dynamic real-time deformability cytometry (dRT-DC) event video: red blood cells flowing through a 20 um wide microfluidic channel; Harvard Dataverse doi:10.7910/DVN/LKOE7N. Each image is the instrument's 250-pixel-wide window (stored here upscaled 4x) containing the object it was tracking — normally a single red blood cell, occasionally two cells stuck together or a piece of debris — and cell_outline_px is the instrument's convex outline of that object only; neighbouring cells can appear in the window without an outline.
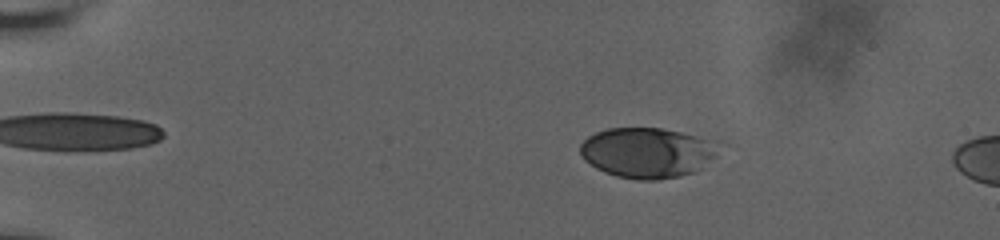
{"species": "human", "species_latin": "Homo sapiens", "temperature_condition": "room temperature", "stored_images_in_passage": 39, "camera_frame_rate_fps": 3000, "um_per_image_px": 0.085, "donor": {"sex": "male"}, "frame": {"image": 1, "passage_image": 11, "time_ms": 3.667, "image_size_px": [1000, 240], "cell_outline_px": [[720, 140], [716, 156], [696, 172], [680, 176], [656, 180], [640, 180], [616, 176], [604, 172], [596, 168], [584, 160], [580, 152], [580, 144], [588, 136], [596, 132], [608, 128], [660, 128]], "centroid_in_image_um": [55.05, 12.97], "position_along_channel_um": 29.9, "area_um2": 40.98}}
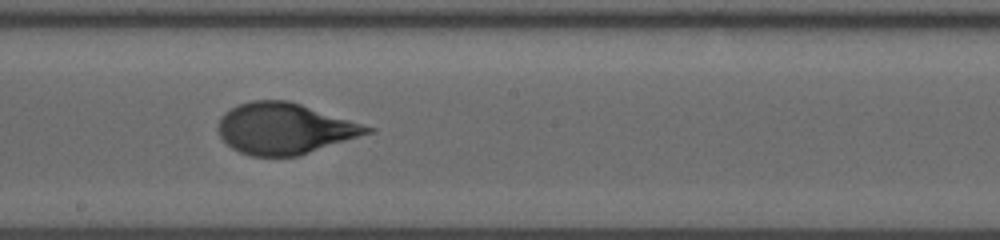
{"frame": {"image": 2, "passage_image": 25, "time_ms": 11.667, "image_size_px": [1000, 240], "cell_outline_px": [[376, 128], [372, 132], [300, 156], [252, 156], [240, 152], [232, 148], [220, 136], [220, 120], [232, 108], [240, 104], [252, 100], [288, 100]], "centroid_in_image_um": [24.24, 10.94], "position_along_channel_um": 224.0, "area_um2": 43.75}}
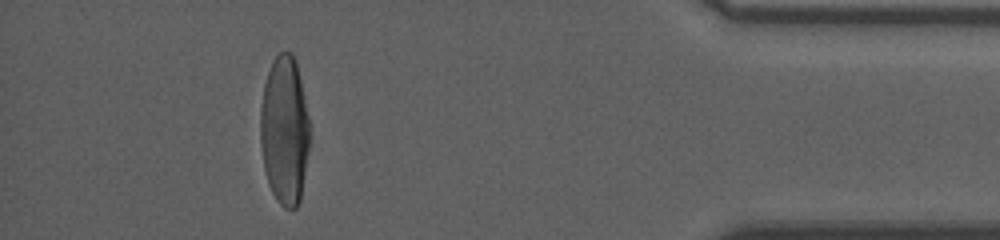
{"frame": {"image": 3, "passage_image": 36, "time_ms": 18.0, "image_size_px": [1000, 240], "cell_outline_px": [[312, 124], [300, 200], [296, 208], [284, 208], [276, 200], [268, 184], [264, 168], [260, 144], [260, 108], [264, 84], [272, 60], [280, 52], [292, 52], [296, 60]], "centroid_in_image_um": [24.2, 11.05], "position_along_channel_um": 411.0, "area_um2": 43.52}, "authors_computed_cell_mechanics": {"area_um2": 43.1766, "velocity_mm_per_s": 3.6313, "shape_relaxation_time_tau1_ms": 5.805, "shape_relaxation_time_tau2_ms": null, "deformation_change_tau1": 0.2162, "deformation_change_tau2": null}}